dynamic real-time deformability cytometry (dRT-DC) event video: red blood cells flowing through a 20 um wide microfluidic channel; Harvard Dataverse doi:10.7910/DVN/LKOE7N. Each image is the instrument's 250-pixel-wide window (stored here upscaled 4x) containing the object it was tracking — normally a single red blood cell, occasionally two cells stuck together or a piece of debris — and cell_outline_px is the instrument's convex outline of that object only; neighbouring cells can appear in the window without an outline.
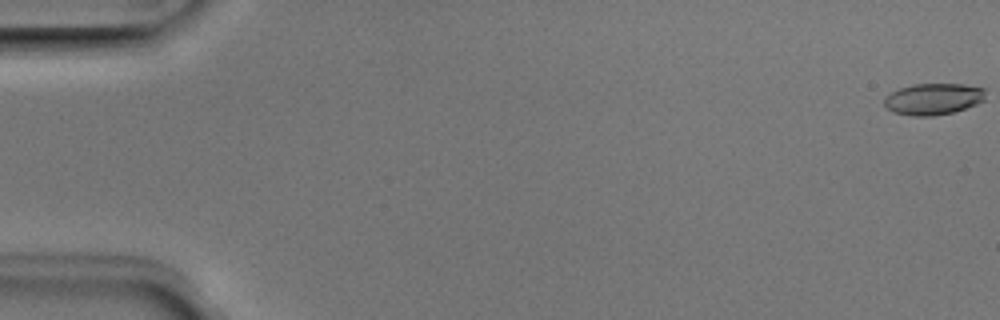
{"species": "Egyptian fruit bat (a non-hibernating species)", "species_latin": "Rousettus aegyptiacus", "temperature_condition": "room temperature", "stored_images_in_passage": 52, "camera_frame_rate_fps": 3000, "um_per_image_px": 0.085, "animal": {"sex": "male"}, "frame": {"image": 1, "passage_image": 1, "time_ms": 0.0, "image_size_px": [1000, 320], "cell_outline_px": [[984, 100], [976, 104], [952, 112], [932, 116], [912, 116], [892, 112], [884, 104], [884, 96], [900, 88], [912, 84], [964, 84], [984, 88]], "centroid_in_image_um": [79.3, 8.41], "position_along_channel_um": 5.7, "area_um2": 18.5}}
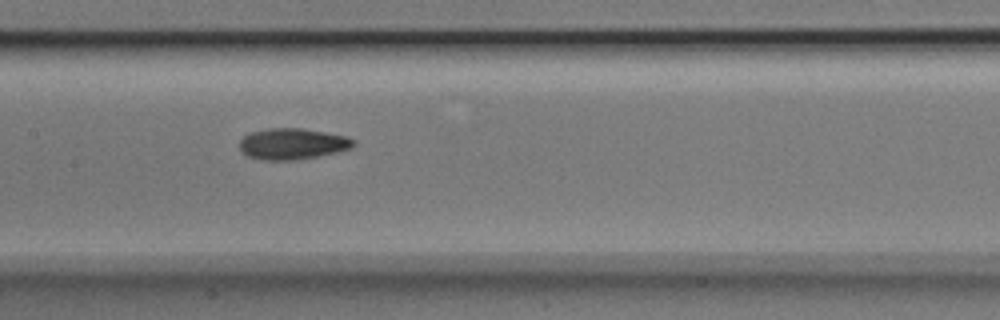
{"frame": {"image": 2, "passage_image": 26, "time_ms": 8.333, "image_size_px": [1000, 320], "cell_outline_px": [[356, 144], [352, 148], [336, 152], [296, 160], [260, 160], [248, 156], [240, 148], [240, 140], [244, 136], [252, 132], [268, 128], [304, 128], [348, 136], [356, 140]], "centroid_in_image_um": [24.9, 12.22], "position_along_channel_um": 182.5, "area_um2": 20.75}}
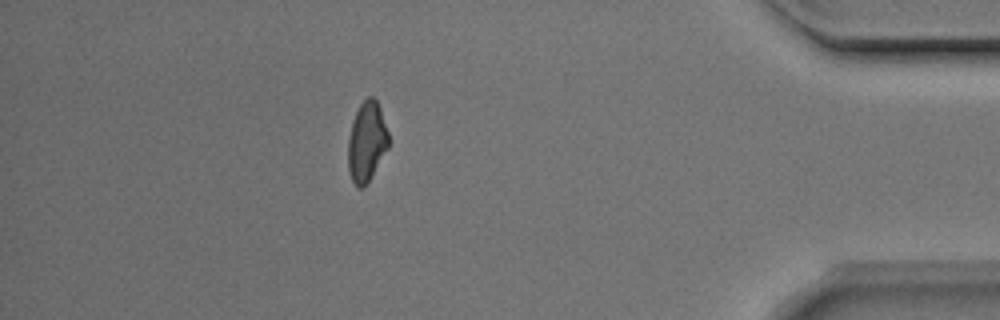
{"frame": {"image": 3, "passage_image": 46, "time_ms": 15.0, "image_size_px": [1000, 320], "cell_outline_px": [[388, 148], [368, 180], [360, 188], [356, 188], [352, 180], [348, 168], [348, 136], [356, 112], [360, 104], [368, 96], [372, 96], [376, 100], [380, 108], [388, 132]], "centroid_in_image_um": [31.16, 12.02], "position_along_channel_um": 404.0, "area_um2": 18.5}, "authors_computed_cell_mechanics": {"area_um2": 19.3341, "velocity_mm_per_s": 3.9843, "shape_relaxation_time_tau1_ms": 6.1401, "shape_relaxation_time_tau2_ms": 4.4725, "deformation_change_tau1": 0.1522, "deformation_change_tau2": 0.1204}}